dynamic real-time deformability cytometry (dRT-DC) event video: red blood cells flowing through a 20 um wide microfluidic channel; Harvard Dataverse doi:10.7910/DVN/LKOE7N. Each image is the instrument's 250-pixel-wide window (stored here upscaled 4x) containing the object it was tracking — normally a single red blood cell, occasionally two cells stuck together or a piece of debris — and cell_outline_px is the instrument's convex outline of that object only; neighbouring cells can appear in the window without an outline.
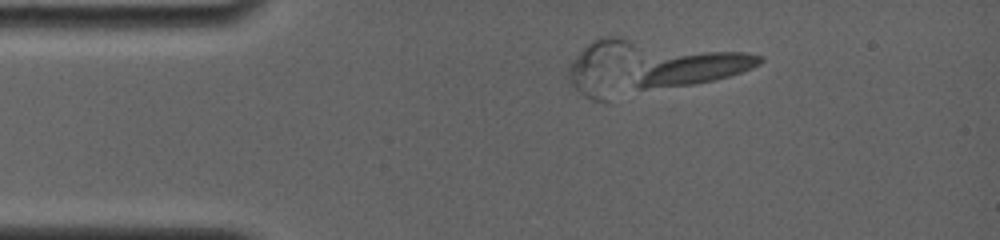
{"species": "common noctule bat (a hibernating species)", "species_latin": "Nyctalus noctula", "temperature_condition": "room temperature", "stored_images_in_passage": 5, "camera_frame_rate_fps": 4000, "um_per_image_px": 0.085, "animal": {"sex": "female", "body_mass_g": 19.0, "forearm_length_mm": 56.7}, "frame": {"image": 1, "passage_image": 1, "time_ms": 0.0, "image_size_px": [1000, 240], "cell_outline_px": [[764, 60], [760, 64], [752, 68], [728, 76], [696, 84], [644, 88], [640, 88], [636, 84], [648, 64], [680, 56], [704, 52], [748, 52], [764, 56]], "centroid_in_image_um": [59.24, 5.82], "position_along_channel_um": 25.8, "area_um2": 21.5}}
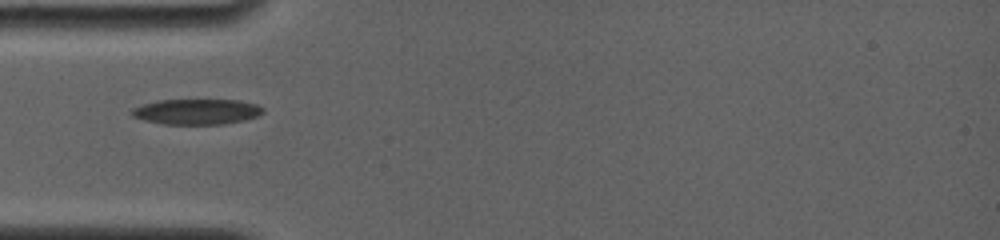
{"frame": {"image": 2, "passage_image": 4, "time_ms": 2.5, "image_size_px": [1000, 240], "cell_outline_px": [[264, 112], [256, 116], [244, 120], [224, 124], [164, 124], [144, 120], [132, 116], [132, 108], [156, 100], [236, 100], [256, 104], [264, 108]], "centroid_in_image_um": [16.72, 9.49], "position_along_channel_um": 68.3, "area_um2": 19.36}}